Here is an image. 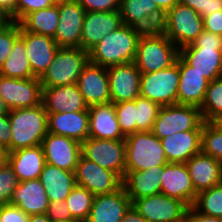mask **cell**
I'll use <instances>...</instances> for the list:
<instances>
[{
	"label": "cell",
	"instance_id": "cell-10",
	"mask_svg": "<svg viewBox=\"0 0 222 222\" xmlns=\"http://www.w3.org/2000/svg\"><path fill=\"white\" fill-rule=\"evenodd\" d=\"M81 155L102 168L117 173L122 179L126 174L125 140L89 137L81 143Z\"/></svg>",
	"mask_w": 222,
	"mask_h": 222
},
{
	"label": "cell",
	"instance_id": "cell-12",
	"mask_svg": "<svg viewBox=\"0 0 222 222\" xmlns=\"http://www.w3.org/2000/svg\"><path fill=\"white\" fill-rule=\"evenodd\" d=\"M131 205L148 222H184L189 208L184 202L162 193L136 199Z\"/></svg>",
	"mask_w": 222,
	"mask_h": 222
},
{
	"label": "cell",
	"instance_id": "cell-46",
	"mask_svg": "<svg viewBox=\"0 0 222 222\" xmlns=\"http://www.w3.org/2000/svg\"><path fill=\"white\" fill-rule=\"evenodd\" d=\"M51 222L72 220L71 211L65 201L49 202L45 213Z\"/></svg>",
	"mask_w": 222,
	"mask_h": 222
},
{
	"label": "cell",
	"instance_id": "cell-60",
	"mask_svg": "<svg viewBox=\"0 0 222 222\" xmlns=\"http://www.w3.org/2000/svg\"><path fill=\"white\" fill-rule=\"evenodd\" d=\"M58 222H81V221H78V220L72 219V220H67V221H58Z\"/></svg>",
	"mask_w": 222,
	"mask_h": 222
},
{
	"label": "cell",
	"instance_id": "cell-50",
	"mask_svg": "<svg viewBox=\"0 0 222 222\" xmlns=\"http://www.w3.org/2000/svg\"><path fill=\"white\" fill-rule=\"evenodd\" d=\"M184 222H222V218L202 215L191 206L186 211Z\"/></svg>",
	"mask_w": 222,
	"mask_h": 222
},
{
	"label": "cell",
	"instance_id": "cell-36",
	"mask_svg": "<svg viewBox=\"0 0 222 222\" xmlns=\"http://www.w3.org/2000/svg\"><path fill=\"white\" fill-rule=\"evenodd\" d=\"M192 207L202 215L222 218V183L198 193Z\"/></svg>",
	"mask_w": 222,
	"mask_h": 222
},
{
	"label": "cell",
	"instance_id": "cell-52",
	"mask_svg": "<svg viewBox=\"0 0 222 222\" xmlns=\"http://www.w3.org/2000/svg\"><path fill=\"white\" fill-rule=\"evenodd\" d=\"M15 4L16 0H0V7L10 16L15 22Z\"/></svg>",
	"mask_w": 222,
	"mask_h": 222
},
{
	"label": "cell",
	"instance_id": "cell-21",
	"mask_svg": "<svg viewBox=\"0 0 222 222\" xmlns=\"http://www.w3.org/2000/svg\"><path fill=\"white\" fill-rule=\"evenodd\" d=\"M161 193L191 207L197 197L186 163H167L161 180Z\"/></svg>",
	"mask_w": 222,
	"mask_h": 222
},
{
	"label": "cell",
	"instance_id": "cell-23",
	"mask_svg": "<svg viewBox=\"0 0 222 222\" xmlns=\"http://www.w3.org/2000/svg\"><path fill=\"white\" fill-rule=\"evenodd\" d=\"M163 172L164 165L147 170H126V174L122 179V186L131 203L142 197L160 194Z\"/></svg>",
	"mask_w": 222,
	"mask_h": 222
},
{
	"label": "cell",
	"instance_id": "cell-19",
	"mask_svg": "<svg viewBox=\"0 0 222 222\" xmlns=\"http://www.w3.org/2000/svg\"><path fill=\"white\" fill-rule=\"evenodd\" d=\"M28 61L34 77L41 78L54 60L59 46L52 37L25 31L20 26Z\"/></svg>",
	"mask_w": 222,
	"mask_h": 222
},
{
	"label": "cell",
	"instance_id": "cell-26",
	"mask_svg": "<svg viewBox=\"0 0 222 222\" xmlns=\"http://www.w3.org/2000/svg\"><path fill=\"white\" fill-rule=\"evenodd\" d=\"M48 132L82 143L89 138V112L47 113Z\"/></svg>",
	"mask_w": 222,
	"mask_h": 222
},
{
	"label": "cell",
	"instance_id": "cell-53",
	"mask_svg": "<svg viewBox=\"0 0 222 222\" xmlns=\"http://www.w3.org/2000/svg\"><path fill=\"white\" fill-rule=\"evenodd\" d=\"M152 1L156 3L164 13H166L168 10L173 8L177 3H179V0H152Z\"/></svg>",
	"mask_w": 222,
	"mask_h": 222
},
{
	"label": "cell",
	"instance_id": "cell-54",
	"mask_svg": "<svg viewBox=\"0 0 222 222\" xmlns=\"http://www.w3.org/2000/svg\"><path fill=\"white\" fill-rule=\"evenodd\" d=\"M29 222H51L46 214H36L29 216Z\"/></svg>",
	"mask_w": 222,
	"mask_h": 222
},
{
	"label": "cell",
	"instance_id": "cell-28",
	"mask_svg": "<svg viewBox=\"0 0 222 222\" xmlns=\"http://www.w3.org/2000/svg\"><path fill=\"white\" fill-rule=\"evenodd\" d=\"M178 68L180 73L179 87L177 92V104L193 105L201 107L209 81L201 76L178 56Z\"/></svg>",
	"mask_w": 222,
	"mask_h": 222
},
{
	"label": "cell",
	"instance_id": "cell-7",
	"mask_svg": "<svg viewBox=\"0 0 222 222\" xmlns=\"http://www.w3.org/2000/svg\"><path fill=\"white\" fill-rule=\"evenodd\" d=\"M88 62V51L75 47H59L51 65L40 78L42 87L77 84L78 77Z\"/></svg>",
	"mask_w": 222,
	"mask_h": 222
},
{
	"label": "cell",
	"instance_id": "cell-42",
	"mask_svg": "<svg viewBox=\"0 0 222 222\" xmlns=\"http://www.w3.org/2000/svg\"><path fill=\"white\" fill-rule=\"evenodd\" d=\"M20 36V24L11 21L0 26V67L11 54L15 40Z\"/></svg>",
	"mask_w": 222,
	"mask_h": 222
},
{
	"label": "cell",
	"instance_id": "cell-5",
	"mask_svg": "<svg viewBox=\"0 0 222 222\" xmlns=\"http://www.w3.org/2000/svg\"><path fill=\"white\" fill-rule=\"evenodd\" d=\"M159 29L180 49L192 44L202 34L203 17L179 2L165 13Z\"/></svg>",
	"mask_w": 222,
	"mask_h": 222
},
{
	"label": "cell",
	"instance_id": "cell-37",
	"mask_svg": "<svg viewBox=\"0 0 222 222\" xmlns=\"http://www.w3.org/2000/svg\"><path fill=\"white\" fill-rule=\"evenodd\" d=\"M200 110L206 122H212L222 115V77L209 82Z\"/></svg>",
	"mask_w": 222,
	"mask_h": 222
},
{
	"label": "cell",
	"instance_id": "cell-17",
	"mask_svg": "<svg viewBox=\"0 0 222 222\" xmlns=\"http://www.w3.org/2000/svg\"><path fill=\"white\" fill-rule=\"evenodd\" d=\"M119 12L123 24L144 32L158 30L165 16L152 0H121Z\"/></svg>",
	"mask_w": 222,
	"mask_h": 222
},
{
	"label": "cell",
	"instance_id": "cell-58",
	"mask_svg": "<svg viewBox=\"0 0 222 222\" xmlns=\"http://www.w3.org/2000/svg\"><path fill=\"white\" fill-rule=\"evenodd\" d=\"M0 158H7L6 148L0 143Z\"/></svg>",
	"mask_w": 222,
	"mask_h": 222
},
{
	"label": "cell",
	"instance_id": "cell-35",
	"mask_svg": "<svg viewBox=\"0 0 222 222\" xmlns=\"http://www.w3.org/2000/svg\"><path fill=\"white\" fill-rule=\"evenodd\" d=\"M94 195L85 187L76 185L65 199L72 218L86 222L93 203Z\"/></svg>",
	"mask_w": 222,
	"mask_h": 222
},
{
	"label": "cell",
	"instance_id": "cell-15",
	"mask_svg": "<svg viewBox=\"0 0 222 222\" xmlns=\"http://www.w3.org/2000/svg\"><path fill=\"white\" fill-rule=\"evenodd\" d=\"M111 103L131 101L140 96L142 73L135 62L107 68Z\"/></svg>",
	"mask_w": 222,
	"mask_h": 222
},
{
	"label": "cell",
	"instance_id": "cell-51",
	"mask_svg": "<svg viewBox=\"0 0 222 222\" xmlns=\"http://www.w3.org/2000/svg\"><path fill=\"white\" fill-rule=\"evenodd\" d=\"M121 222H148L143 218L131 205L130 208L125 212V215Z\"/></svg>",
	"mask_w": 222,
	"mask_h": 222
},
{
	"label": "cell",
	"instance_id": "cell-2",
	"mask_svg": "<svg viewBox=\"0 0 222 222\" xmlns=\"http://www.w3.org/2000/svg\"><path fill=\"white\" fill-rule=\"evenodd\" d=\"M8 118L11 126V143L6 148L7 153L41 145L48 133L47 111L43 104L10 110Z\"/></svg>",
	"mask_w": 222,
	"mask_h": 222
},
{
	"label": "cell",
	"instance_id": "cell-8",
	"mask_svg": "<svg viewBox=\"0 0 222 222\" xmlns=\"http://www.w3.org/2000/svg\"><path fill=\"white\" fill-rule=\"evenodd\" d=\"M203 123L199 107L172 104L160 107L151 132L161 140L176 132L203 130Z\"/></svg>",
	"mask_w": 222,
	"mask_h": 222
},
{
	"label": "cell",
	"instance_id": "cell-22",
	"mask_svg": "<svg viewBox=\"0 0 222 222\" xmlns=\"http://www.w3.org/2000/svg\"><path fill=\"white\" fill-rule=\"evenodd\" d=\"M130 206L131 200L123 186L110 194L94 195L86 222H121Z\"/></svg>",
	"mask_w": 222,
	"mask_h": 222
},
{
	"label": "cell",
	"instance_id": "cell-61",
	"mask_svg": "<svg viewBox=\"0 0 222 222\" xmlns=\"http://www.w3.org/2000/svg\"><path fill=\"white\" fill-rule=\"evenodd\" d=\"M6 161V158H0V166L3 164V162Z\"/></svg>",
	"mask_w": 222,
	"mask_h": 222
},
{
	"label": "cell",
	"instance_id": "cell-11",
	"mask_svg": "<svg viewBox=\"0 0 222 222\" xmlns=\"http://www.w3.org/2000/svg\"><path fill=\"white\" fill-rule=\"evenodd\" d=\"M43 87L40 78H10L0 75V97L10 110L42 104Z\"/></svg>",
	"mask_w": 222,
	"mask_h": 222
},
{
	"label": "cell",
	"instance_id": "cell-13",
	"mask_svg": "<svg viewBox=\"0 0 222 222\" xmlns=\"http://www.w3.org/2000/svg\"><path fill=\"white\" fill-rule=\"evenodd\" d=\"M74 174L76 185L85 187L93 195L110 194L122 187V178L117 173L102 168L82 155Z\"/></svg>",
	"mask_w": 222,
	"mask_h": 222
},
{
	"label": "cell",
	"instance_id": "cell-3",
	"mask_svg": "<svg viewBox=\"0 0 222 222\" xmlns=\"http://www.w3.org/2000/svg\"><path fill=\"white\" fill-rule=\"evenodd\" d=\"M179 56L209 82L222 77V35L203 30L192 44L179 49Z\"/></svg>",
	"mask_w": 222,
	"mask_h": 222
},
{
	"label": "cell",
	"instance_id": "cell-38",
	"mask_svg": "<svg viewBox=\"0 0 222 222\" xmlns=\"http://www.w3.org/2000/svg\"><path fill=\"white\" fill-rule=\"evenodd\" d=\"M135 104L136 132L151 131L161 106L142 96L135 98Z\"/></svg>",
	"mask_w": 222,
	"mask_h": 222
},
{
	"label": "cell",
	"instance_id": "cell-1",
	"mask_svg": "<svg viewBox=\"0 0 222 222\" xmlns=\"http://www.w3.org/2000/svg\"><path fill=\"white\" fill-rule=\"evenodd\" d=\"M143 32L139 28L123 24L89 51V61L105 68L134 62Z\"/></svg>",
	"mask_w": 222,
	"mask_h": 222
},
{
	"label": "cell",
	"instance_id": "cell-34",
	"mask_svg": "<svg viewBox=\"0 0 222 222\" xmlns=\"http://www.w3.org/2000/svg\"><path fill=\"white\" fill-rule=\"evenodd\" d=\"M26 53L24 40L19 36L13 44L11 54L0 67V75L19 79L34 77Z\"/></svg>",
	"mask_w": 222,
	"mask_h": 222
},
{
	"label": "cell",
	"instance_id": "cell-44",
	"mask_svg": "<svg viewBox=\"0 0 222 222\" xmlns=\"http://www.w3.org/2000/svg\"><path fill=\"white\" fill-rule=\"evenodd\" d=\"M179 2L192 8L203 18L222 10V0H179Z\"/></svg>",
	"mask_w": 222,
	"mask_h": 222
},
{
	"label": "cell",
	"instance_id": "cell-16",
	"mask_svg": "<svg viewBox=\"0 0 222 222\" xmlns=\"http://www.w3.org/2000/svg\"><path fill=\"white\" fill-rule=\"evenodd\" d=\"M47 164L75 172L81 156V143L66 136L47 133L41 142Z\"/></svg>",
	"mask_w": 222,
	"mask_h": 222
},
{
	"label": "cell",
	"instance_id": "cell-59",
	"mask_svg": "<svg viewBox=\"0 0 222 222\" xmlns=\"http://www.w3.org/2000/svg\"><path fill=\"white\" fill-rule=\"evenodd\" d=\"M69 1H72V0H51V2L53 4H61V3H66V2H69Z\"/></svg>",
	"mask_w": 222,
	"mask_h": 222
},
{
	"label": "cell",
	"instance_id": "cell-25",
	"mask_svg": "<svg viewBox=\"0 0 222 222\" xmlns=\"http://www.w3.org/2000/svg\"><path fill=\"white\" fill-rule=\"evenodd\" d=\"M42 104L47 113L88 111L77 84L43 87Z\"/></svg>",
	"mask_w": 222,
	"mask_h": 222
},
{
	"label": "cell",
	"instance_id": "cell-49",
	"mask_svg": "<svg viewBox=\"0 0 222 222\" xmlns=\"http://www.w3.org/2000/svg\"><path fill=\"white\" fill-rule=\"evenodd\" d=\"M0 143L5 148L11 143V126L8 114H0Z\"/></svg>",
	"mask_w": 222,
	"mask_h": 222
},
{
	"label": "cell",
	"instance_id": "cell-24",
	"mask_svg": "<svg viewBox=\"0 0 222 222\" xmlns=\"http://www.w3.org/2000/svg\"><path fill=\"white\" fill-rule=\"evenodd\" d=\"M186 166L197 194L222 183V162L202 151L192 156Z\"/></svg>",
	"mask_w": 222,
	"mask_h": 222
},
{
	"label": "cell",
	"instance_id": "cell-57",
	"mask_svg": "<svg viewBox=\"0 0 222 222\" xmlns=\"http://www.w3.org/2000/svg\"><path fill=\"white\" fill-rule=\"evenodd\" d=\"M212 123L217 126L219 129L222 130V115H219L217 118H215Z\"/></svg>",
	"mask_w": 222,
	"mask_h": 222
},
{
	"label": "cell",
	"instance_id": "cell-56",
	"mask_svg": "<svg viewBox=\"0 0 222 222\" xmlns=\"http://www.w3.org/2000/svg\"><path fill=\"white\" fill-rule=\"evenodd\" d=\"M10 109L6 105L5 101L0 97V114H8Z\"/></svg>",
	"mask_w": 222,
	"mask_h": 222
},
{
	"label": "cell",
	"instance_id": "cell-33",
	"mask_svg": "<svg viewBox=\"0 0 222 222\" xmlns=\"http://www.w3.org/2000/svg\"><path fill=\"white\" fill-rule=\"evenodd\" d=\"M58 4L27 14L20 26L27 32L54 37L59 24Z\"/></svg>",
	"mask_w": 222,
	"mask_h": 222
},
{
	"label": "cell",
	"instance_id": "cell-40",
	"mask_svg": "<svg viewBox=\"0 0 222 222\" xmlns=\"http://www.w3.org/2000/svg\"><path fill=\"white\" fill-rule=\"evenodd\" d=\"M116 117L123 135L126 137L136 132L135 99L114 104Z\"/></svg>",
	"mask_w": 222,
	"mask_h": 222
},
{
	"label": "cell",
	"instance_id": "cell-20",
	"mask_svg": "<svg viewBox=\"0 0 222 222\" xmlns=\"http://www.w3.org/2000/svg\"><path fill=\"white\" fill-rule=\"evenodd\" d=\"M123 25L119 10L110 12H86L82 34L81 48L90 51L102 39Z\"/></svg>",
	"mask_w": 222,
	"mask_h": 222
},
{
	"label": "cell",
	"instance_id": "cell-55",
	"mask_svg": "<svg viewBox=\"0 0 222 222\" xmlns=\"http://www.w3.org/2000/svg\"><path fill=\"white\" fill-rule=\"evenodd\" d=\"M11 21L10 16L0 7V26L8 25Z\"/></svg>",
	"mask_w": 222,
	"mask_h": 222
},
{
	"label": "cell",
	"instance_id": "cell-39",
	"mask_svg": "<svg viewBox=\"0 0 222 222\" xmlns=\"http://www.w3.org/2000/svg\"><path fill=\"white\" fill-rule=\"evenodd\" d=\"M201 151L222 162V130L212 122L203 123Z\"/></svg>",
	"mask_w": 222,
	"mask_h": 222
},
{
	"label": "cell",
	"instance_id": "cell-4",
	"mask_svg": "<svg viewBox=\"0 0 222 222\" xmlns=\"http://www.w3.org/2000/svg\"><path fill=\"white\" fill-rule=\"evenodd\" d=\"M178 56L179 48L158 29L142 33L134 62L142 74H147L170 67Z\"/></svg>",
	"mask_w": 222,
	"mask_h": 222
},
{
	"label": "cell",
	"instance_id": "cell-30",
	"mask_svg": "<svg viewBox=\"0 0 222 222\" xmlns=\"http://www.w3.org/2000/svg\"><path fill=\"white\" fill-rule=\"evenodd\" d=\"M11 205H15L26 214H45L49 206V199L45 188L39 179L21 181L14 190Z\"/></svg>",
	"mask_w": 222,
	"mask_h": 222
},
{
	"label": "cell",
	"instance_id": "cell-6",
	"mask_svg": "<svg viewBox=\"0 0 222 222\" xmlns=\"http://www.w3.org/2000/svg\"><path fill=\"white\" fill-rule=\"evenodd\" d=\"M125 161L126 170H147L168 163L161 140L151 131L126 136Z\"/></svg>",
	"mask_w": 222,
	"mask_h": 222
},
{
	"label": "cell",
	"instance_id": "cell-14",
	"mask_svg": "<svg viewBox=\"0 0 222 222\" xmlns=\"http://www.w3.org/2000/svg\"><path fill=\"white\" fill-rule=\"evenodd\" d=\"M59 24L53 39L59 47L81 48V34L86 11L78 0L58 4Z\"/></svg>",
	"mask_w": 222,
	"mask_h": 222
},
{
	"label": "cell",
	"instance_id": "cell-32",
	"mask_svg": "<svg viewBox=\"0 0 222 222\" xmlns=\"http://www.w3.org/2000/svg\"><path fill=\"white\" fill-rule=\"evenodd\" d=\"M39 180L45 188L49 202L65 201L76 186L75 174L50 164H45Z\"/></svg>",
	"mask_w": 222,
	"mask_h": 222
},
{
	"label": "cell",
	"instance_id": "cell-9",
	"mask_svg": "<svg viewBox=\"0 0 222 222\" xmlns=\"http://www.w3.org/2000/svg\"><path fill=\"white\" fill-rule=\"evenodd\" d=\"M179 79L177 57L176 62L170 67L141 75L140 96L160 106L177 104Z\"/></svg>",
	"mask_w": 222,
	"mask_h": 222
},
{
	"label": "cell",
	"instance_id": "cell-41",
	"mask_svg": "<svg viewBox=\"0 0 222 222\" xmlns=\"http://www.w3.org/2000/svg\"><path fill=\"white\" fill-rule=\"evenodd\" d=\"M18 184V178L10 164L7 161L3 162L0 166V205L10 204Z\"/></svg>",
	"mask_w": 222,
	"mask_h": 222
},
{
	"label": "cell",
	"instance_id": "cell-29",
	"mask_svg": "<svg viewBox=\"0 0 222 222\" xmlns=\"http://www.w3.org/2000/svg\"><path fill=\"white\" fill-rule=\"evenodd\" d=\"M89 112V137L96 139L125 140L120 130L113 103L92 105Z\"/></svg>",
	"mask_w": 222,
	"mask_h": 222
},
{
	"label": "cell",
	"instance_id": "cell-47",
	"mask_svg": "<svg viewBox=\"0 0 222 222\" xmlns=\"http://www.w3.org/2000/svg\"><path fill=\"white\" fill-rule=\"evenodd\" d=\"M0 222H29V215L15 205L0 206Z\"/></svg>",
	"mask_w": 222,
	"mask_h": 222
},
{
	"label": "cell",
	"instance_id": "cell-48",
	"mask_svg": "<svg viewBox=\"0 0 222 222\" xmlns=\"http://www.w3.org/2000/svg\"><path fill=\"white\" fill-rule=\"evenodd\" d=\"M204 30L222 35V10L203 18Z\"/></svg>",
	"mask_w": 222,
	"mask_h": 222
},
{
	"label": "cell",
	"instance_id": "cell-27",
	"mask_svg": "<svg viewBox=\"0 0 222 222\" xmlns=\"http://www.w3.org/2000/svg\"><path fill=\"white\" fill-rule=\"evenodd\" d=\"M202 130L176 132L161 139L168 163H186L201 152Z\"/></svg>",
	"mask_w": 222,
	"mask_h": 222
},
{
	"label": "cell",
	"instance_id": "cell-31",
	"mask_svg": "<svg viewBox=\"0 0 222 222\" xmlns=\"http://www.w3.org/2000/svg\"><path fill=\"white\" fill-rule=\"evenodd\" d=\"M6 161L14 170L19 182L39 179L46 164L41 145L8 152Z\"/></svg>",
	"mask_w": 222,
	"mask_h": 222
},
{
	"label": "cell",
	"instance_id": "cell-43",
	"mask_svg": "<svg viewBox=\"0 0 222 222\" xmlns=\"http://www.w3.org/2000/svg\"><path fill=\"white\" fill-rule=\"evenodd\" d=\"M54 5L51 0H16L15 22H20L27 14Z\"/></svg>",
	"mask_w": 222,
	"mask_h": 222
},
{
	"label": "cell",
	"instance_id": "cell-18",
	"mask_svg": "<svg viewBox=\"0 0 222 222\" xmlns=\"http://www.w3.org/2000/svg\"><path fill=\"white\" fill-rule=\"evenodd\" d=\"M77 86L88 107L111 103L107 68L89 61L78 77Z\"/></svg>",
	"mask_w": 222,
	"mask_h": 222
},
{
	"label": "cell",
	"instance_id": "cell-45",
	"mask_svg": "<svg viewBox=\"0 0 222 222\" xmlns=\"http://www.w3.org/2000/svg\"><path fill=\"white\" fill-rule=\"evenodd\" d=\"M121 0H78L86 12H110L119 10Z\"/></svg>",
	"mask_w": 222,
	"mask_h": 222
}]
</instances>
